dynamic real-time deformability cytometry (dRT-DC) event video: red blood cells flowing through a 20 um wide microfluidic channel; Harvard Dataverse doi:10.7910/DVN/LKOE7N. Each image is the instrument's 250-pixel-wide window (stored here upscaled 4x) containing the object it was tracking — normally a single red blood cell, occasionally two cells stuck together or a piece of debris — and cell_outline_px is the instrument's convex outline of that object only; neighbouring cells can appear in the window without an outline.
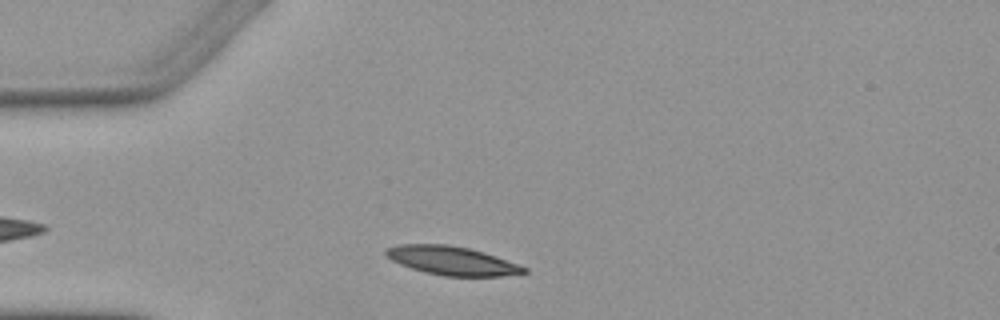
{"species": "Egyptian fruit bat (a non-hibernating species)", "species_latin": "Rousettus aegyptiacus", "temperature_condition": "warm", "stored_images_in_passage": 2, "camera_frame_rate_fps": 3000, "um_per_image_px": 0.085, "animal": {"sex": "female"}, "frame": {"image": 1, "passage_image": 1, "time_ms": 0.0, "image_size_px": [1000, 320], "cell_outline_px": [[528, 272], [500, 276], [444, 276], [424, 272], [400, 264], [384, 256], [384, 248], [400, 244], [448, 244], [468, 248], [484, 252], [520, 264], [528, 268]], "centroid_in_image_um": [38.4, 22.15], "position_along_channel_um": 46.6, "area_um2": 23.24}}